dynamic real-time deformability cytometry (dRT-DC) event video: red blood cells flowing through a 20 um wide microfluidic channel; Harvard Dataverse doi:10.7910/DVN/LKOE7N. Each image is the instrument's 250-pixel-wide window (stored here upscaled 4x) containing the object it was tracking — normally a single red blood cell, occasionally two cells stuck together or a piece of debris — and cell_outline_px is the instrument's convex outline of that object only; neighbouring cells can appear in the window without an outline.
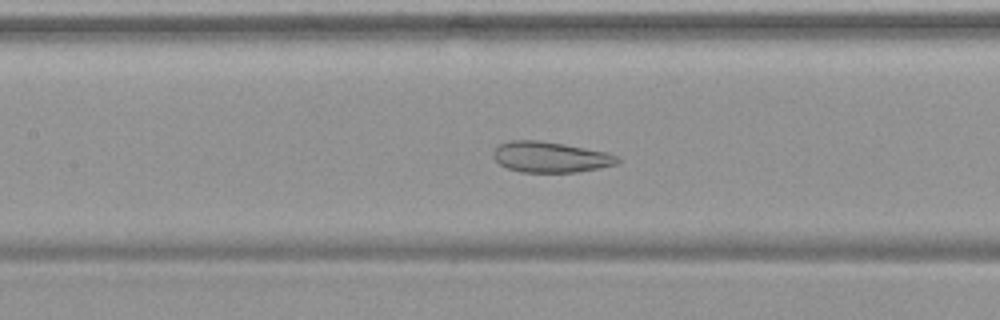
{"species": "common noctule bat (a hibernating species)", "species_latin": "Nyctalus noctula", "temperature_condition": "warm", "stored_images_in_passage": 55, "camera_frame_rate_fps": 3000, "um_per_image_px": 0.085, "animal": {"sex": "female", "body_mass_g": 19.9}, "frame": {"image": 1, "passage_image": 26, "time_ms": 8.333, "image_size_px": [1000, 320], "cell_outline_px": [[620, 160], [616, 164], [600, 168], [576, 172], [520, 172], [508, 168], [500, 164], [492, 156], [492, 152], [500, 144], [508, 140], [540, 140], [564, 144], [608, 152], [620, 156]], "centroid_in_image_um": [46.8, 13.34], "position_along_channel_um": 160.6, "area_um2": 22.37}}
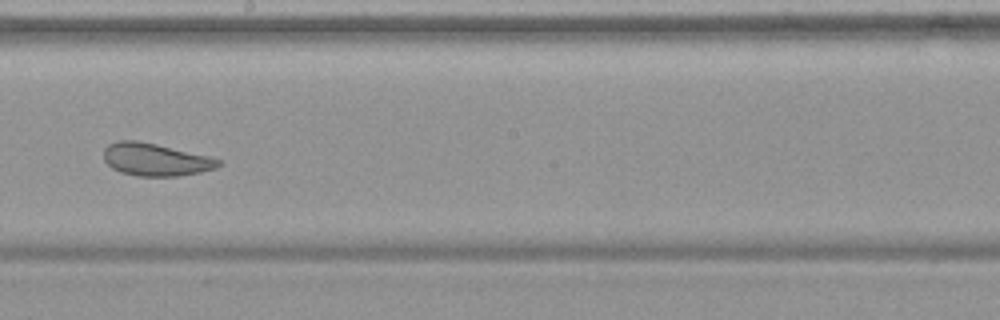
{"frame": {"image": 2, "passage_image": 32, "time_ms": 10.333, "image_size_px": [1000, 320], "cell_outline_px": [[224, 164], [216, 168], [200, 172], [180, 176], [136, 176], [120, 172], [112, 168], [104, 160], [104, 148], [108, 144], [116, 140], [136, 140], [156, 144], [212, 156], [220, 160]], "centroid_in_image_um": [13.24, 13.56], "position_along_channel_um": 235.0, "area_um2": 22.08}}
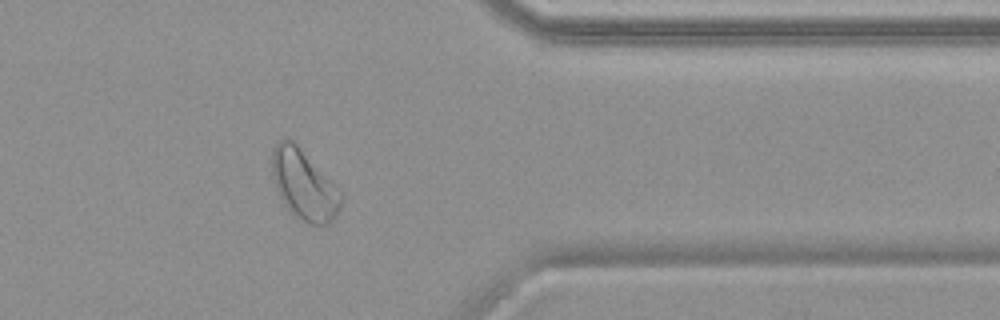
{"frame": {"image": 3, "passage_image": 45, "time_ms": 14.667, "image_size_px": [1000, 320], "cell_outline_px": [[344, 196], [340, 208], [336, 216], [328, 224], [308, 224], [296, 216], [284, 204], [276, 188], [272, 176], [272, 148], [280, 140], [292, 140], [336, 184]], "centroid_in_image_um": [25.87, 15.72], "position_along_channel_um": 385.5, "area_um2": 27.98}}